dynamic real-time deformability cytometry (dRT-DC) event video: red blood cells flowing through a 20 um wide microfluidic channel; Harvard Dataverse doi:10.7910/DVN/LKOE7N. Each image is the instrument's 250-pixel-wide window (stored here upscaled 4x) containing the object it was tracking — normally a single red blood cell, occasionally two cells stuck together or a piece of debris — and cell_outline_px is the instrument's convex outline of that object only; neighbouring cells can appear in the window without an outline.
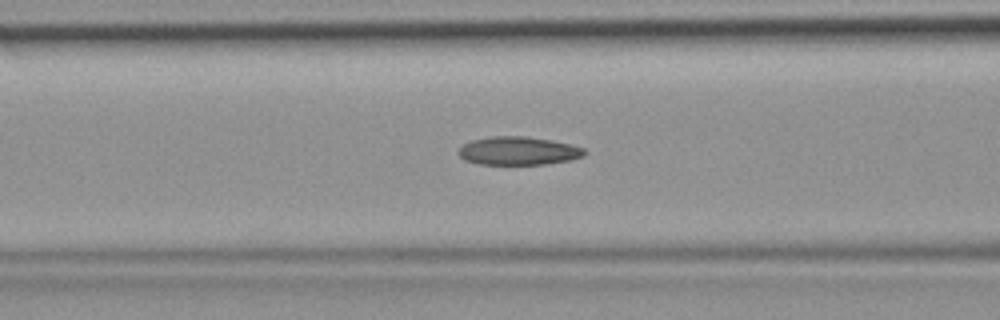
{"species": "common noctule bat (a hibernating species)", "species_latin": "Nyctalus noctula", "temperature_condition": "room temperature", "stored_images_in_passage": 33, "camera_frame_rate_fps": 3000, "um_per_image_px": 0.085, "animal": {"sex": "female", "body_mass_g": 19.9}, "frame": {"image": 1, "passage_image": 10, "time_ms": 3.0, "image_size_px": [1000, 320], "cell_outline_px": [[588, 152], [584, 156], [572, 160], [544, 164], [480, 164], [464, 160], [460, 156], [460, 148], [464, 144], [472, 140], [492, 136], [524, 136], [552, 140], [584, 148]], "centroid_in_image_um": [44.1, 12.82], "position_along_channel_um": 122.5, "area_um2": 20.69}}
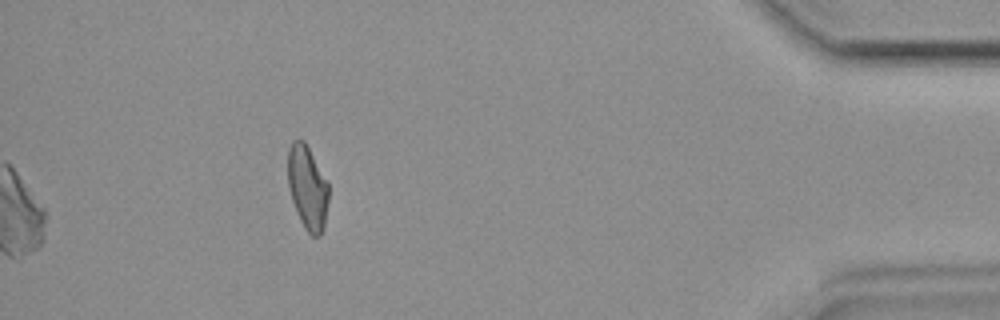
{"frame": {"image": 2, "passage_image": 33, "time_ms": 10.667, "image_size_px": [1000, 320], "cell_outline_px": [[328, 200], [324, 228], [320, 236], [312, 236], [304, 228], [296, 212], [288, 188], [288, 148], [292, 140], [304, 140], [328, 184]], "centroid_in_image_um": [26.12, 15.97], "position_along_channel_um": 409.1, "area_um2": 19.83}}